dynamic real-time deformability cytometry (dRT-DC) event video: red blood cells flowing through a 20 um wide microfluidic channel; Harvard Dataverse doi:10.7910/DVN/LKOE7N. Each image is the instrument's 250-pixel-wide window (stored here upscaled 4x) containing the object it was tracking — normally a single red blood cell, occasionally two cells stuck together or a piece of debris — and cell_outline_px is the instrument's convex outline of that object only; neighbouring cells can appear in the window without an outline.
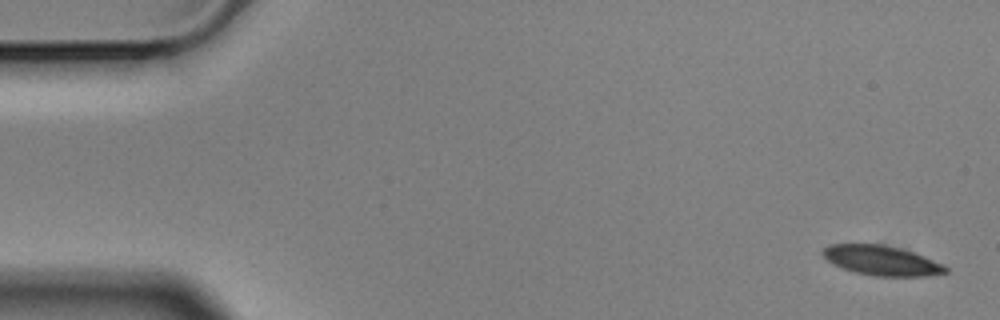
{"species": "Egyptian fruit bat (a non-hibernating species)", "species_latin": "Rousettus aegyptiacus", "temperature_condition": "cold", "stored_images_in_passage": 5, "camera_frame_rate_fps": 3000, "um_per_image_px": 0.085, "animal": {"sex": "male"}, "frame": {"image": 1, "passage_image": 1, "time_ms": 0.0, "image_size_px": [1000, 320], "cell_outline_px": [[948, 272], [924, 276], [876, 276], [856, 272], [844, 268], [828, 260], [820, 252], [828, 244], [884, 244], [900, 248], [924, 256], [944, 264], [948, 268]], "centroid_in_image_um": [74.96, 22.13], "position_along_channel_um": 10.0, "area_um2": 21.1}}
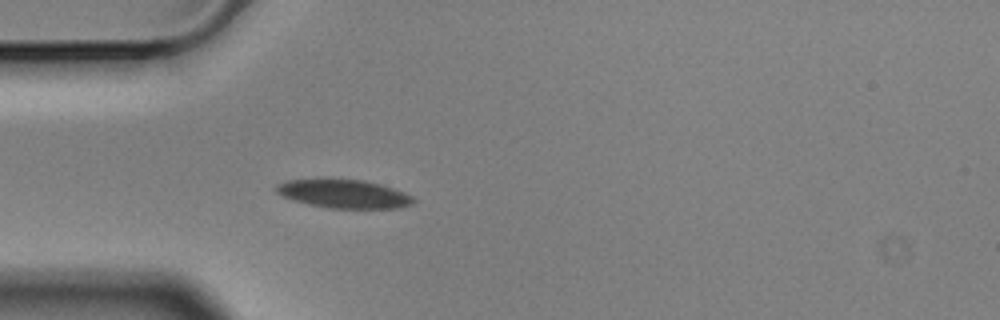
{"frame": {"image": 2, "passage_image": 5, "time_ms": 1.333, "image_size_px": [1000, 320], "cell_outline_px": [[416, 200], [412, 204], [400, 208], [328, 208], [308, 204], [284, 196], [276, 192], [276, 184], [284, 180], [324, 176], [364, 180], [380, 184], [404, 192], [412, 196]], "centroid_in_image_um": [29.18, 16.42], "position_along_channel_um": 55.8, "area_um2": 23.58}}